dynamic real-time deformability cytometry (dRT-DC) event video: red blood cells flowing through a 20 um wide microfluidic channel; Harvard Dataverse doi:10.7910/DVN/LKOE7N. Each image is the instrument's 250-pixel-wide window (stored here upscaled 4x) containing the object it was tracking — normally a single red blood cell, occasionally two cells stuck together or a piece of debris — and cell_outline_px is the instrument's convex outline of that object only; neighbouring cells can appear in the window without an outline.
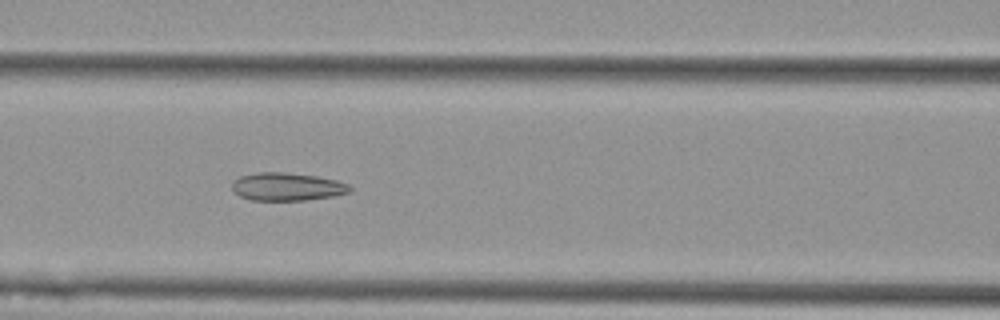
{"species": "Egyptian fruit bat (a non-hibernating species)", "species_latin": "Rousettus aegyptiacus", "temperature_condition": "cold", "stored_images_in_passage": 9, "camera_frame_rate_fps": 3000, "um_per_image_px": 0.085, "animal": {"sex": "female"}, "frame": {"image": 1, "passage_image": 6, "time_ms": 1.667, "image_size_px": [1000, 320], "cell_outline_px": [[352, 188], [348, 192], [332, 196], [304, 200], [252, 200], [240, 196], [232, 188], [232, 180], [240, 176], [256, 172], [284, 172], [316, 176], [336, 180], [348, 184]], "centroid_in_image_um": [24.37, 15.86], "position_along_channel_um": 142.2, "area_um2": 19.07}}
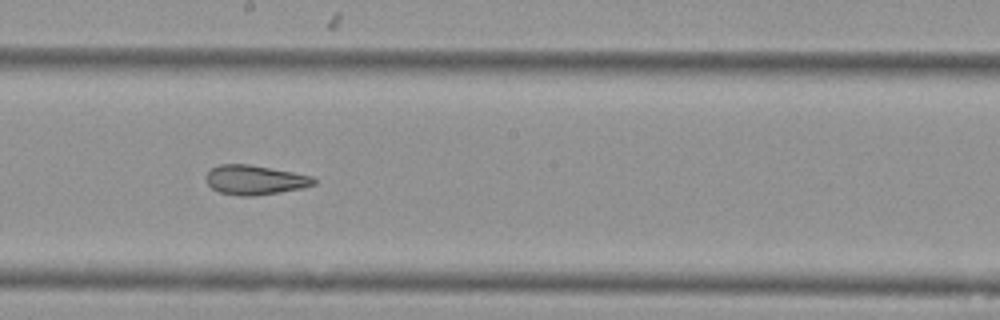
{"frame": {"image": 2, "passage_image": 8, "time_ms": 2.333, "image_size_px": [1000, 320], "cell_outline_px": [[316, 184], [300, 188], [280, 192], [256, 196], [240, 196], [220, 192], [212, 188], [208, 184], [204, 176], [212, 168], [220, 164], [248, 164], [292, 172], [312, 176], [316, 180]], "centroid_in_image_um": [21.65, 15.3], "position_along_channel_um": 226.6, "area_um2": 18.44}}
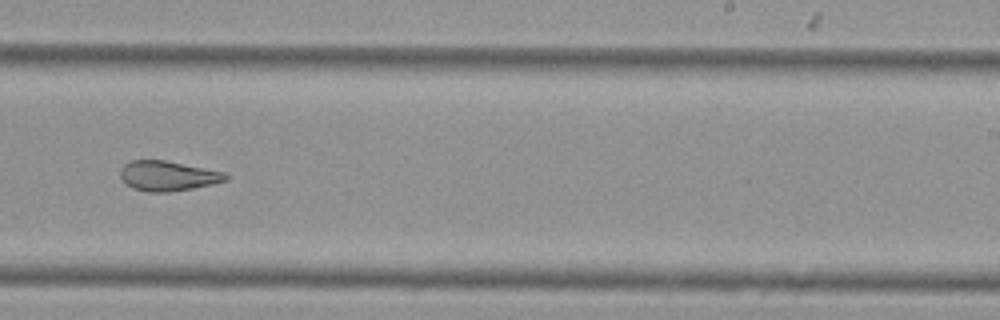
{"frame": {"image": 3, "passage_image": 9, "time_ms": 2.667, "image_size_px": [1000, 320], "cell_outline_px": [[228, 180], [212, 184], [172, 192], [148, 192], [132, 188], [120, 176], [120, 168], [124, 164], [132, 160], [164, 160], [224, 172], [228, 176]], "centroid_in_image_um": [14.25, 14.95], "position_along_channel_um": 274.7, "area_um2": 18.26}}